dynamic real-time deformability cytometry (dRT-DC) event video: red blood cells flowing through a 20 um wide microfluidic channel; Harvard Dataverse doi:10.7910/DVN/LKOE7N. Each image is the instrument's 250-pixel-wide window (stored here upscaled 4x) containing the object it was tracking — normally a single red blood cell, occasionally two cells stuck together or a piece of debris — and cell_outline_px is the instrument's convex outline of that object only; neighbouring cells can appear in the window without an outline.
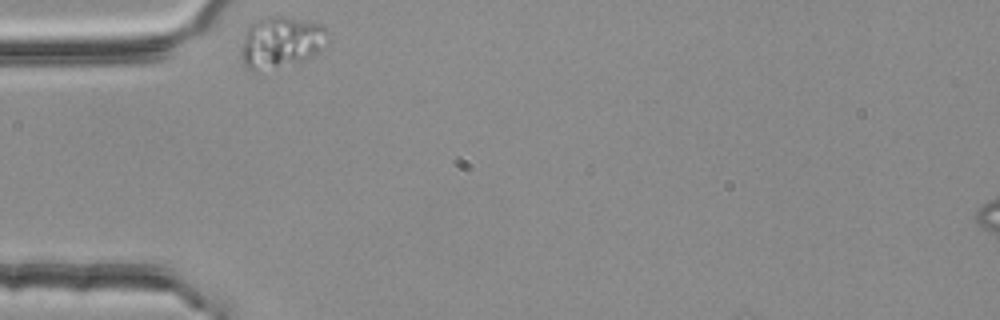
{"species": "common noctule bat (a hibernating species)", "species_latin": "Nyctalus noctula", "temperature_condition": "room temperature", "stored_images_in_passage": 35, "camera_frame_rate_fps": 3000, "um_per_image_px": 0.085, "animal": {"sex": "female", "body_mass_g": 25.1}, "frame": {"image": 1, "passage_image": 1, "time_ms": 0.0, "image_size_px": [1000, 320], "cell_outline_px": [[324, 48], [320, 52], [312, 56], [300, 60], [256, 72], [248, 68], [244, 64], [240, 52], [244, 36], [248, 24], [264, 16], [284, 16], [320, 24], [324, 28]], "centroid_in_image_um": [23.81, 3.56], "position_along_channel_um": 61.2, "area_um2": 25.49}}
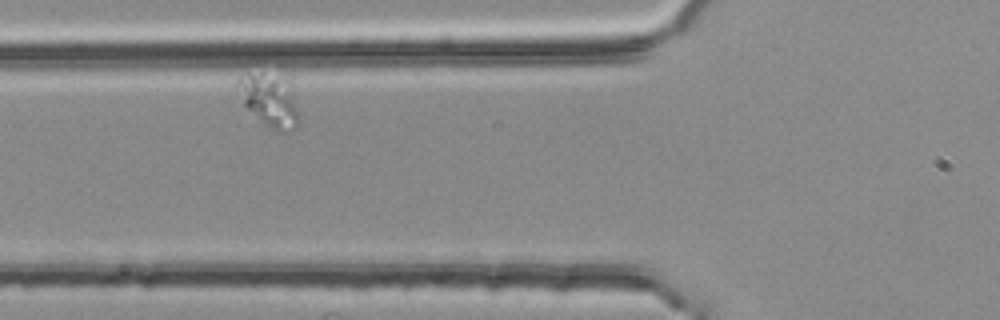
{"frame": {"image": 2, "passage_image": 6, "time_ms": 1.667, "image_size_px": [1000, 320], "cell_outline_px": [[300, 124], [284, 132], [276, 132], [248, 108], [244, 104], [236, 84], [236, 80], [240, 76], [248, 72], [288, 76], [292, 80], [300, 112]], "centroid_in_image_um": [23.01, 8.45], "position_along_channel_um": 102.8, "area_um2": 19.48}}